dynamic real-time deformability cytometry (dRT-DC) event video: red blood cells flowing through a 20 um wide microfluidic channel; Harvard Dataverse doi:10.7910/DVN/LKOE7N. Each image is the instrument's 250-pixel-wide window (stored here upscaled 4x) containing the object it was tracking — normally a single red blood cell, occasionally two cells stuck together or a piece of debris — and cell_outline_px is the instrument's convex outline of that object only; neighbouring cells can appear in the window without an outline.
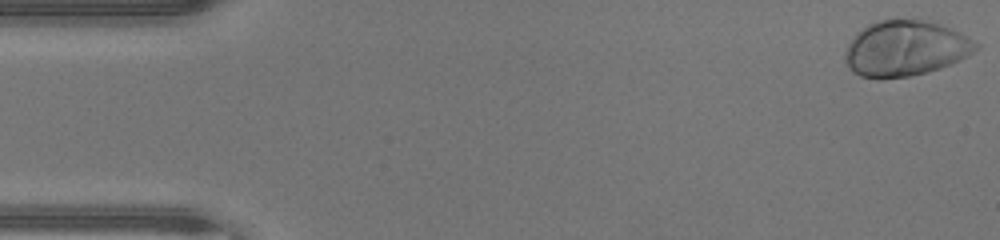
{"species": "human", "species_latin": "Homo sapiens", "temperature_condition": "warm", "stored_images_in_passage": 46, "camera_frame_rate_fps": 3000, "um_per_image_px": 0.085, "donor": {"sex": "male"}, "frame": {"image": 1, "passage_image": 1, "time_ms": 0.0, "image_size_px": [1000, 240], "cell_outline_px": [[980, 44], [972, 52], [960, 60], [940, 68], [928, 72], [908, 76], [880, 80], [860, 76], [852, 72], [844, 56], [844, 52], [848, 44], [868, 24], [880, 20], [924, 20], [940, 24], [968, 36]], "centroid_in_image_um": [76.96, 4.14], "position_along_channel_um": 8.0, "area_um2": 42.02}}
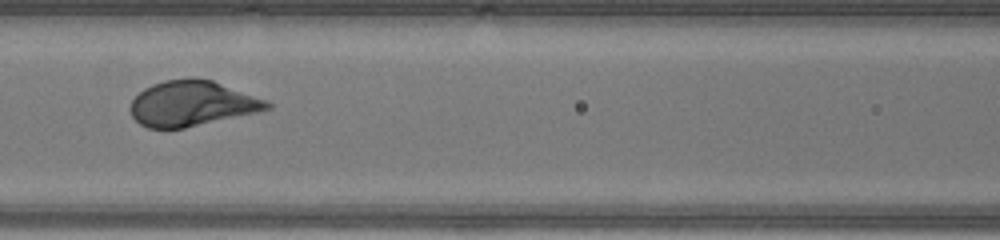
{"frame": {"image": 2, "passage_image": 20, "time_ms": 6.333, "image_size_px": [1000, 240], "cell_outline_px": [[272, 108], [256, 112], [184, 128], [148, 128], [140, 124], [132, 116], [128, 108], [132, 100], [144, 88], [152, 84], [164, 80], [212, 80], [264, 100], [272, 104]], "centroid_in_image_um": [16.25, 8.82], "position_along_channel_um": 150.3, "area_um2": 35.2}}
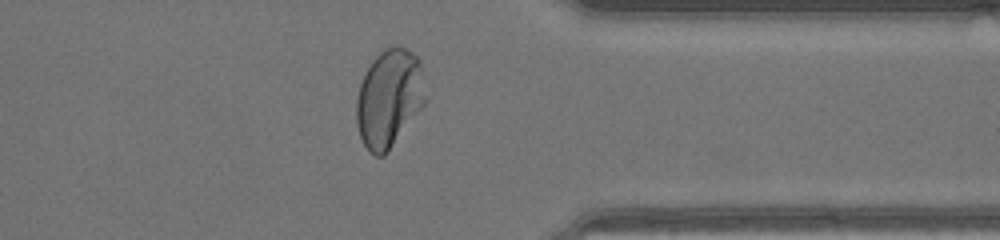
{"frame": {"image": 3, "passage_image": 36, "time_ms": 11.667, "image_size_px": [1000, 240], "cell_outline_px": [[428, 100], [388, 152], [384, 156], [376, 156], [364, 144], [360, 136], [356, 120], [356, 100], [360, 84], [372, 60], [384, 48], [396, 44], [400, 44], [412, 52], [420, 60], [428, 96]], "centroid_in_image_um": [33.12, 8.32], "position_along_channel_um": 378.3, "area_um2": 39.88}, "authors_computed_cell_mechanics": {"area_um2": 38.0613, "velocity_mm_per_s": 4.4521, "shape_relaxation_time_tau1_ms": 2.0546, "shape_relaxation_time_tau2_ms": null, "deformation_change_tau1": 0.1764, "deformation_change_tau2": null}}